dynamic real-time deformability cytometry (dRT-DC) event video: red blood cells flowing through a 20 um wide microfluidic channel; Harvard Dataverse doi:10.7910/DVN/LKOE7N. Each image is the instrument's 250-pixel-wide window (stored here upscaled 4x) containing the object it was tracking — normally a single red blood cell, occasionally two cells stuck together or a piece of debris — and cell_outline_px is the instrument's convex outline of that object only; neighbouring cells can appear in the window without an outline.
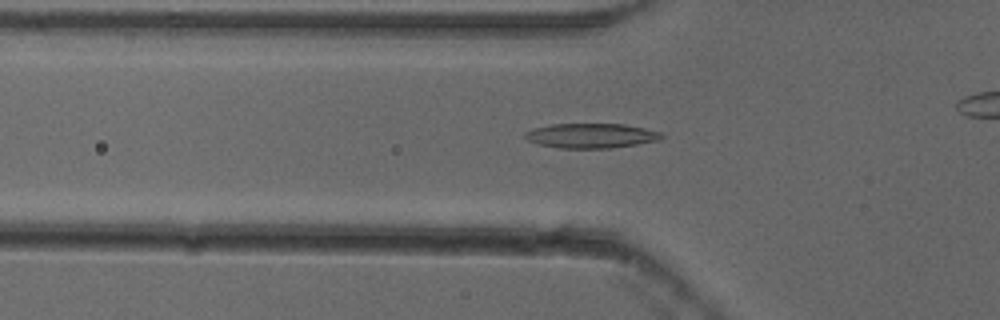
{"species": "common noctule bat (a hibernating species)", "species_latin": "Nyctalus noctula", "temperature_condition": "cold", "stored_images_in_passage": 46, "camera_frame_rate_fps": 3000, "um_per_image_px": 0.085, "animal": {"sex": "female"}, "frame": {"image": 1, "passage_image": 18, "time_ms": 5.667, "image_size_px": [1000, 320], "cell_outline_px": [[664, 136], [660, 140], [612, 148], [560, 148], [540, 144], [528, 140], [524, 136], [524, 132], [532, 128], [552, 124], [624, 124], [644, 128], [660, 132]], "centroid_in_image_um": [50.24, 11.53], "position_along_channel_um": 75.6, "area_um2": 19.59}}
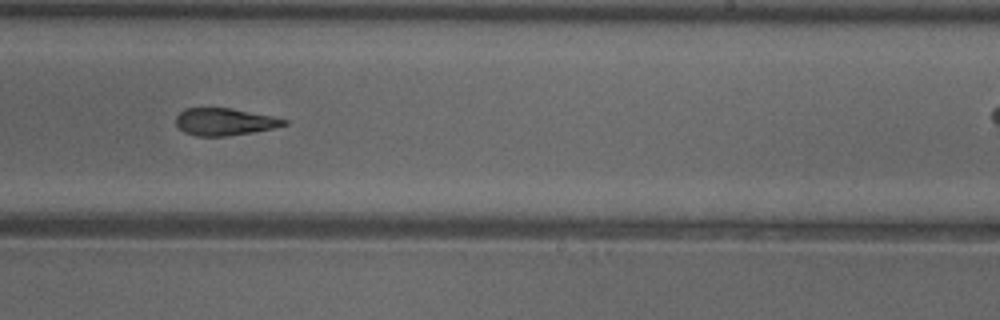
{"frame": {"image": 2, "passage_image": 33, "time_ms": 10.667, "image_size_px": [1000, 320], "cell_outline_px": [[288, 124], [272, 128], [252, 132], [224, 136], [196, 136], [184, 132], [176, 124], [176, 116], [184, 108], [232, 108], [272, 116], [288, 120]], "centroid_in_image_um": [19.07, 10.34], "position_along_channel_um": 269.9, "area_um2": 17.05}}
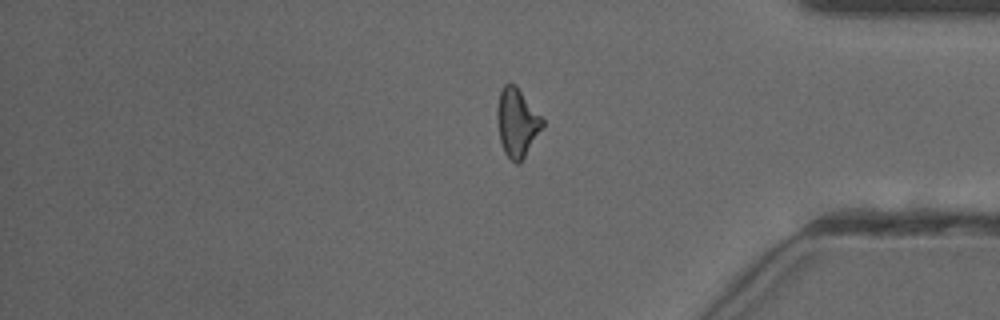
{"frame": {"image": 3, "passage_image": 44, "time_ms": 14.333, "image_size_px": [1000, 320], "cell_outline_px": [[544, 124], [520, 164], [516, 164], [504, 152], [500, 140], [496, 116], [496, 108], [500, 92], [504, 84], [516, 84], [544, 120]], "centroid_in_image_um": [43.93, 10.4], "position_along_channel_um": 391.3, "area_um2": 17.98}, "authors_computed_cell_mechanics": {"area_um2": 18.6116, "velocity_mm_per_s": 3.8713, "shape_relaxation_time_tau1_ms": 5.4027, "shape_relaxation_time_tau2_ms": 7.5826, "deformation_change_tau1": 0.1515, "deformation_change_tau2": 0.1949}}